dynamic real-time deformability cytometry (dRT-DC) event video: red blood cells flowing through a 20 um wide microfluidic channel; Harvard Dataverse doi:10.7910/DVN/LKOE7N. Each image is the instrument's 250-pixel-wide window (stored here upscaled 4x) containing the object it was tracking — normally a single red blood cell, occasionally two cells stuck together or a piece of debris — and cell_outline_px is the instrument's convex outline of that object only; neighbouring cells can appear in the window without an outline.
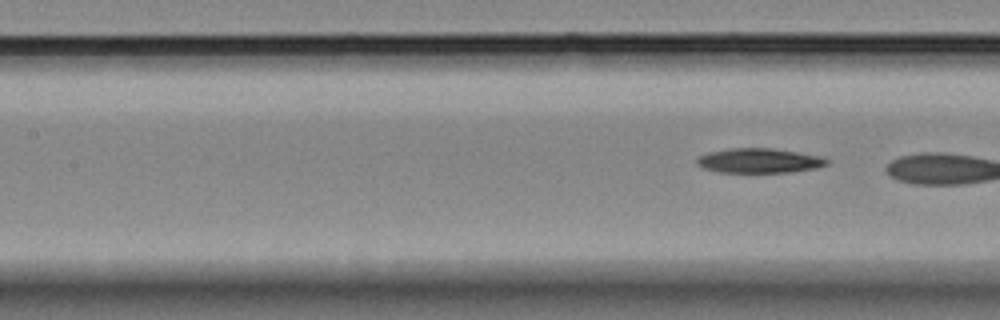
{"species": "Egyptian fruit bat (a non-hibernating species)", "species_latin": "Rousettus aegyptiacus", "temperature_condition": "room temperature", "stored_images_in_passage": 5, "camera_frame_rate_fps": 3000, "um_per_image_px": 0.085, "animal": {"sex": "female"}, "frame": {"image": 1, "passage_image": 5, "time_ms": 1.333, "image_size_px": [1000, 320], "cell_outline_px": [[832, 160], [828, 164], [816, 168], [792, 172], [716, 172], [704, 168], [696, 164], [696, 156], [708, 152], [728, 148], [772, 148], [824, 156]], "centroid_in_image_um": [64.55, 13.65], "position_along_channel_um": 142.8, "area_um2": 19.02}}